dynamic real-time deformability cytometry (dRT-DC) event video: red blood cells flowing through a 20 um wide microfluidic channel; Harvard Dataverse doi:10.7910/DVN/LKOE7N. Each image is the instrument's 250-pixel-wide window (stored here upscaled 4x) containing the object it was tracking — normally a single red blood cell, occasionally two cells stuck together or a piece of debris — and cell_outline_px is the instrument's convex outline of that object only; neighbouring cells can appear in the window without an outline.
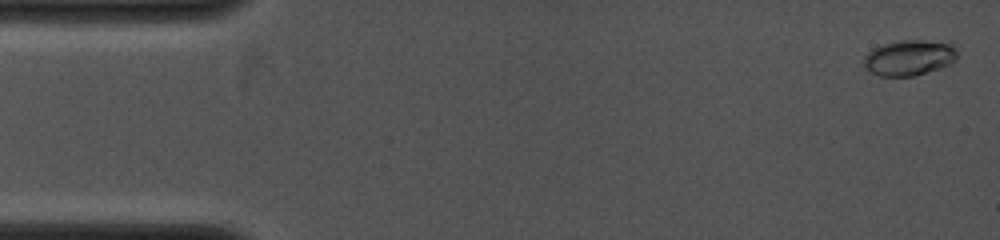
{"species": "common noctule bat (a hibernating species)", "species_latin": "Nyctalus noctula", "temperature_condition": "cold", "stored_images_in_passage": 55, "camera_frame_rate_fps": 4000, "um_per_image_px": 0.085, "animal": {"sex": "female", "body_mass_g": 19.0, "forearm_length_mm": 53.3}, "frame": {"image": 1, "passage_image": 2, "time_ms": 0.25, "image_size_px": [1000, 240], "cell_outline_px": [[956, 60], [952, 64], [916, 76], [880, 76], [864, 68], [864, 56], [872, 48], [880, 44], [900, 40], [952, 40], [956, 48]], "centroid_in_image_um": [77.34, 4.87], "position_along_channel_um": 7.7, "area_um2": 20.06}}
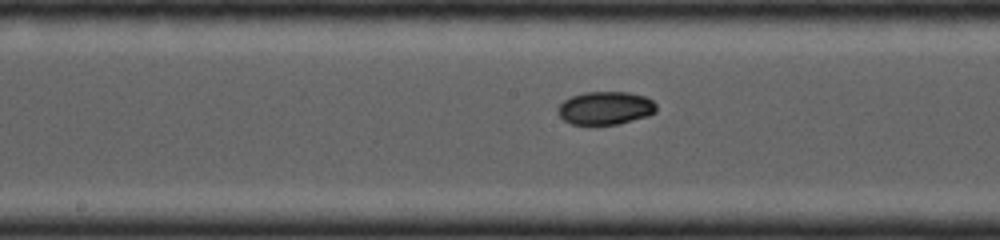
{"frame": {"image": 2, "passage_image": 29, "time_ms": 7.0, "image_size_px": [1000, 240], "cell_outline_px": [[656, 112], [648, 116], [620, 124], [572, 124], [564, 120], [556, 112], [556, 108], [564, 100], [572, 96], [584, 92], [628, 92], [644, 96], [652, 100], [656, 104]], "centroid_in_image_um": [51.45, 9.18], "position_along_channel_um": 196.7, "area_um2": 19.07}}
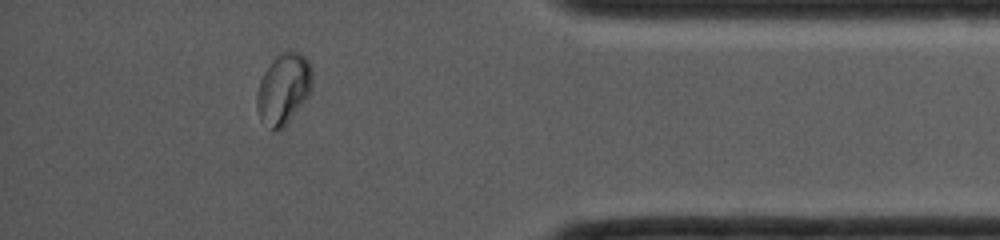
{"frame": {"image": 3, "passage_image": 49, "time_ms": 12.0, "image_size_px": [1000, 240], "cell_outline_px": [[312, 88], [308, 96], [284, 128], [272, 128], [260, 120], [256, 108], [256, 92], [260, 80], [264, 72], [272, 60], [276, 56], [284, 52], [300, 52], [308, 60], [312, 68]], "centroid_in_image_um": [24.1, 7.54], "position_along_channel_um": 411.1, "area_um2": 22.83}}